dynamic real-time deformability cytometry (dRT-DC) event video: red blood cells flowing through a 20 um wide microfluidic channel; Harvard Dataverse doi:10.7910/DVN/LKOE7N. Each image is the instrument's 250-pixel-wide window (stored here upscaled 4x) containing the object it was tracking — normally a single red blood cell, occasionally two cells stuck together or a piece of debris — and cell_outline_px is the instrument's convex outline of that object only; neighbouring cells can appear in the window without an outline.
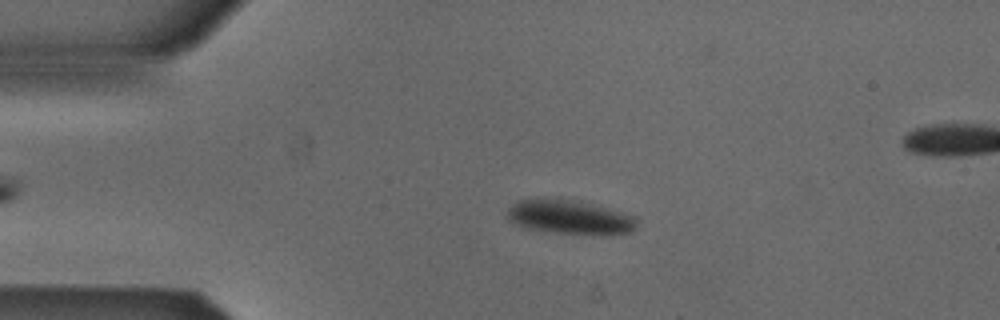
{"species": "Egyptian fruit bat (a non-hibernating species)", "species_latin": "Rousettus aegyptiacus", "temperature_condition": "cold", "stored_images_in_passage": 53, "camera_frame_rate_fps": 3000, "um_per_image_px": 0.085, "animal": {"sex": "male"}, "frame": {"image": 1, "passage_image": 11, "time_ms": 3.333, "image_size_px": [1000, 320], "cell_outline_px": [[636, 228], [628, 232], [608, 236], [592, 236], [556, 232], [524, 228], [508, 220], [504, 216], [508, 208], [516, 200], [560, 196], [636, 216]], "centroid_in_image_um": [48.38, 18.45], "position_along_channel_um": 36.6, "area_um2": 26.65}}
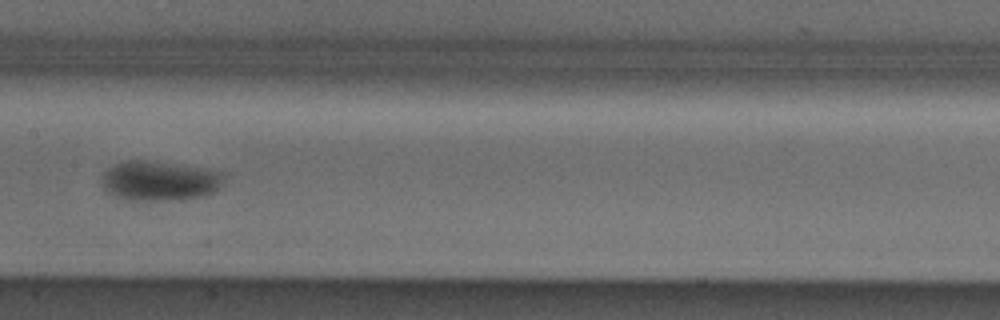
{"frame": {"image": 2, "passage_image": 26, "time_ms": 8.333, "image_size_px": [1000, 320], "cell_outline_px": [[228, 172], [220, 184], [212, 192], [204, 196], [164, 200], [124, 200], [108, 192], [104, 188], [104, 172], [108, 168], [116, 164], [128, 160], [144, 160]], "centroid_in_image_um": [13.57, 15.37], "position_along_channel_um": 193.8, "area_um2": 27.74}}
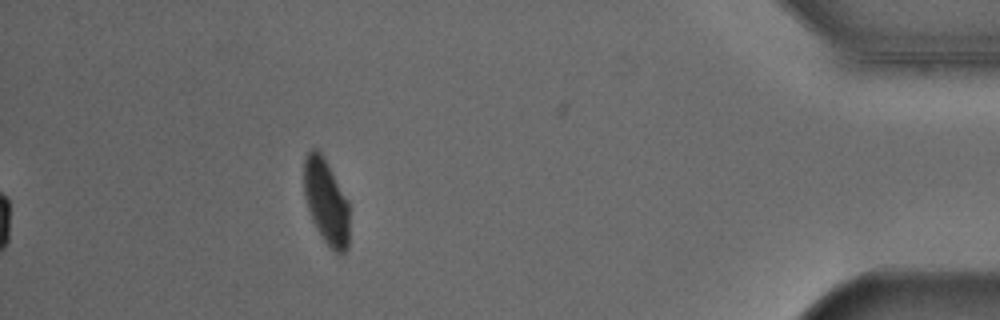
{"frame": {"image": 3, "passage_image": 47, "time_ms": 15.333, "image_size_px": [1000, 320], "cell_outline_px": [[348, 248], [340, 256], [324, 240], [316, 228], [312, 220], [304, 196], [304, 160], [308, 152], [312, 148], [316, 148], [320, 152], [348, 204]], "centroid_in_image_um": [27.69, 17.18], "position_along_channel_um": 407.5, "area_um2": 21.79}, "authors_computed_cell_mechanics": {"area_um2": 25.8366, "velocity_mm_per_s": 3.8453, "shape_relaxation_time_tau1_ms": 2.7703, "shape_relaxation_time_tau2_ms": null, "deformation_change_tau1": 0.0692, "deformation_change_tau2": null}}